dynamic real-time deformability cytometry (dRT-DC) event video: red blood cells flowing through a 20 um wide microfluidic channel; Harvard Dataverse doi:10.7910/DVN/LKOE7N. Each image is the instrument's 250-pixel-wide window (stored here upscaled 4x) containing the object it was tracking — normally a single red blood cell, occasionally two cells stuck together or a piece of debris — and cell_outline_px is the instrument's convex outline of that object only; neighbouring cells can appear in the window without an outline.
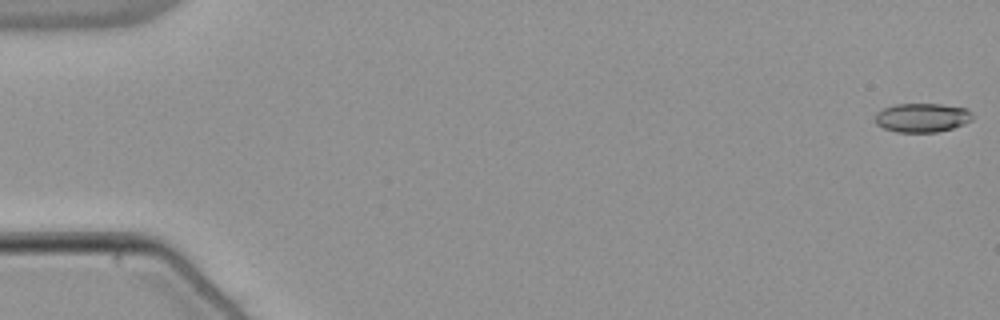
{"species": "common noctule bat (a hibernating species)", "species_latin": "Nyctalus noctula", "temperature_condition": "warm", "stored_images_in_passage": 10, "camera_frame_rate_fps": 3000, "um_per_image_px": 0.085, "animal": {"sex": "male", "body_mass_g": 21.5, "forearm_length_mm": 52.0}, "frame": {"image": 1, "passage_image": 1, "time_ms": 0.0, "image_size_px": [1000, 320], "cell_outline_px": [[972, 120], [964, 124], [952, 128], [936, 132], [896, 132], [884, 128], [876, 124], [876, 112], [884, 108], [896, 104], [940, 104], [968, 108], [972, 112]], "centroid_in_image_um": [78.4, 10.0], "position_along_channel_um": 6.6, "area_um2": 16.47}}